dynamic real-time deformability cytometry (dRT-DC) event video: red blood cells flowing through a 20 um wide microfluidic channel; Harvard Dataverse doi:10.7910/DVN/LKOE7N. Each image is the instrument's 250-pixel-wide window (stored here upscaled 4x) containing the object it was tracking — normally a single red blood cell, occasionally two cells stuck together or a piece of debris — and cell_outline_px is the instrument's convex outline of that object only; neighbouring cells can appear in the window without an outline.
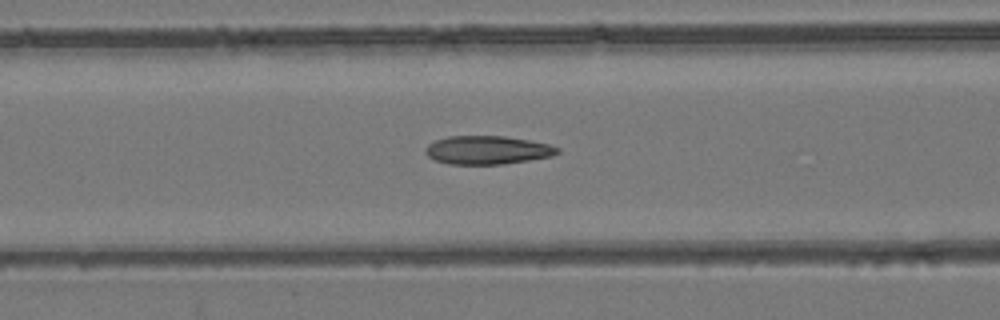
{"species": "common noctule bat (a hibernating species)", "species_latin": "Nyctalus noctula", "temperature_condition": "room temperature", "stored_images_in_passage": 48, "camera_frame_rate_fps": 3000, "um_per_image_px": 0.085, "animal": {"sex": "female", "body_mass_g": 24.6, "forearm_length_mm": 56.2}, "frame": {"image": 1, "passage_image": 22, "time_ms": 7.0, "image_size_px": [1000, 320], "cell_outline_px": [[560, 152], [552, 156], [504, 164], [448, 164], [436, 160], [428, 156], [424, 152], [424, 148], [428, 144], [436, 140], [448, 136], [504, 136], [528, 140], [548, 144], [560, 148]], "centroid_in_image_um": [41.41, 12.75], "position_along_channel_um": 125.2, "area_um2": 21.85}}
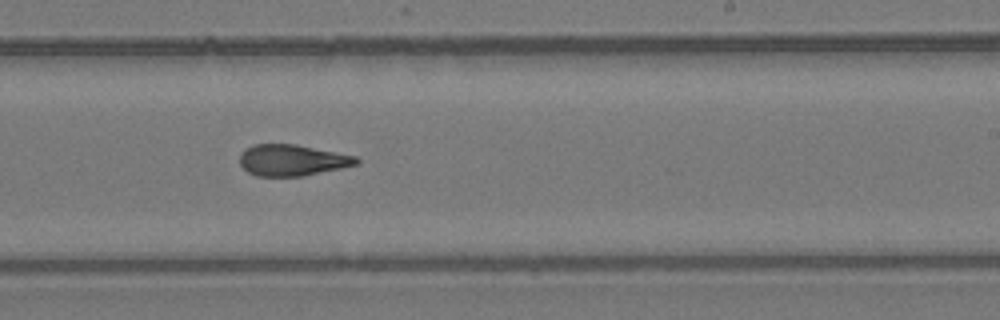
{"frame": {"image": 2, "passage_image": 33, "time_ms": 10.667, "image_size_px": [1000, 320], "cell_outline_px": [[360, 164], [300, 176], [256, 176], [248, 172], [240, 164], [240, 156], [244, 148], [252, 144], [296, 144], [356, 156], [360, 160]], "centroid_in_image_um": [24.82, 13.6], "position_along_channel_um": 264.2, "area_um2": 21.21}}
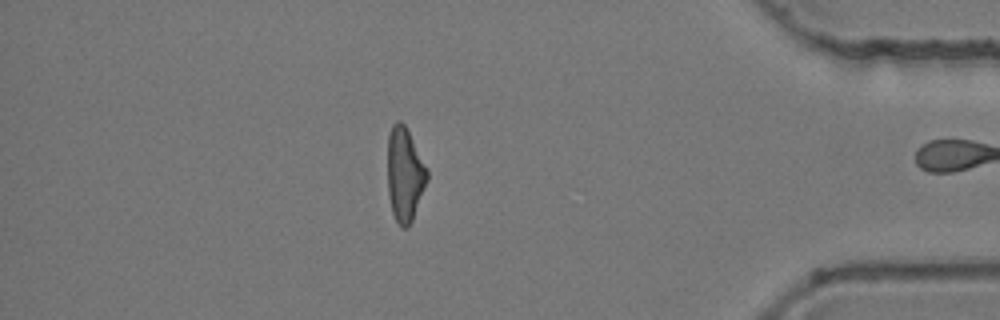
{"frame": {"image": 3, "passage_image": 47, "time_ms": 15.333, "image_size_px": [1000, 320], "cell_outline_px": [[428, 180], [412, 220], [408, 228], [400, 228], [392, 212], [388, 196], [388, 132], [392, 124], [396, 120], [400, 120], [404, 124], [428, 168]], "centroid_in_image_um": [34.4, 14.83], "position_along_channel_um": 400.8, "area_um2": 21.85}, "authors_computed_cell_mechanics": {"area_um2": 22.3975, "velocity_mm_per_s": 3.7975, "shape_relaxation_time_tau1_ms": null, "shape_relaxation_time_tau2_ms": 2.5112, "deformation_change_tau1": null, "deformation_change_tau2": 0.1166}}